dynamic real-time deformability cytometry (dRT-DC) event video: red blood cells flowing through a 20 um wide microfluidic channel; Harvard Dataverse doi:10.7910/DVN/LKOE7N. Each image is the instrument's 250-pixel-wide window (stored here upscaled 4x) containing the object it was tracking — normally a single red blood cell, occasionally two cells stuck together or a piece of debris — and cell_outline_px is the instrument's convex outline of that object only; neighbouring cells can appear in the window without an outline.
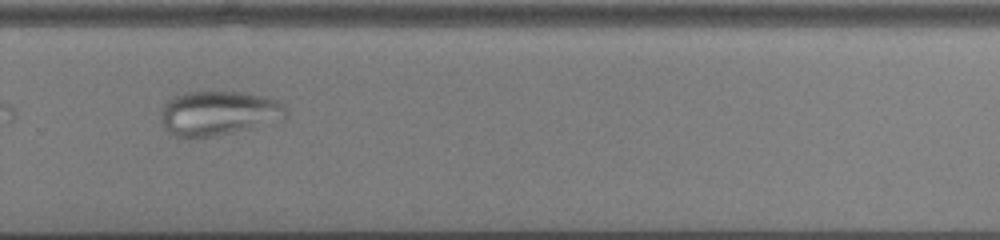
{"species": "common noctule bat (a hibernating species)", "species_latin": "Nyctalus noctula", "temperature_condition": "cold", "stored_images_in_passage": 34, "camera_frame_rate_fps": 3000, "um_per_image_px": 0.085, "animal": {"sex": "male", "body_mass_g": 13.0, "forearm_length_mm": 53.1}, "frame": {"image": 1, "passage_image": 20, "time_ms": 6.333, "image_size_px": [1000, 240], "cell_outline_px": [[288, 112], [284, 120], [252, 128], [212, 136], [176, 136], [168, 132], [160, 120], [160, 112], [164, 104], [168, 100], [184, 92], [244, 92], [264, 96], [276, 100], [284, 104], [288, 108]], "centroid_in_image_um": [18.62, 9.6], "position_along_channel_um": 311.2, "area_um2": 32.48}}